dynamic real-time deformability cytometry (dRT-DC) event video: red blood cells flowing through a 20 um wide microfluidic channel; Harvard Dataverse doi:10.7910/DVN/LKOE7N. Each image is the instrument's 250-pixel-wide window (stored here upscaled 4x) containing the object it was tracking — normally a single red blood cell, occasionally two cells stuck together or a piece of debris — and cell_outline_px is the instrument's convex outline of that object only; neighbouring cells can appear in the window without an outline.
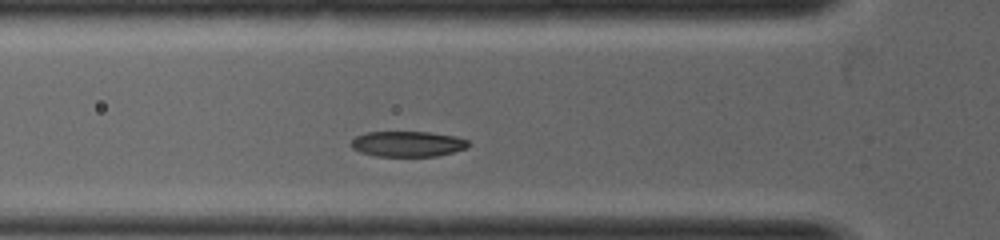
{"species": "common noctule bat (a hibernating species)", "species_latin": "Nyctalus noctula", "temperature_condition": "warm", "stored_images_in_passage": 25, "camera_frame_rate_fps": 5000, "um_per_image_px": 0.085, "animal": {"sex": "female", "body_mass_g": 19.0, "forearm_length_mm": 53.3}, "frame": {"image": 1, "passage_image": 6, "time_ms": 1.0, "image_size_px": [1000, 240], "cell_outline_px": [[472, 144], [468, 148], [436, 156], [376, 156], [360, 152], [352, 148], [348, 144], [356, 136], [368, 132], [428, 132], [456, 136], [468, 140]], "centroid_in_image_um": [34.66, 12.23], "position_along_channel_um": 91.1, "area_um2": 17.57}}
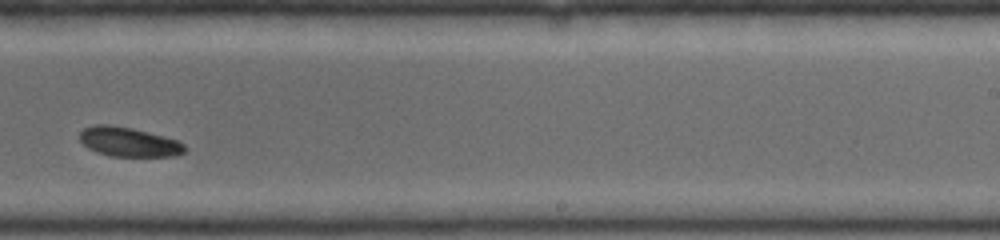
{"frame": {"image": 2, "passage_image": 17, "time_ms": 3.2, "image_size_px": [1000, 240], "cell_outline_px": [[188, 148], [184, 152], [176, 156], [108, 156], [96, 152], [88, 148], [80, 140], [80, 132], [84, 128], [96, 124], [108, 124], [132, 128], [164, 136], [176, 140], [184, 144]], "centroid_in_image_um": [10.95, 12.06], "position_along_channel_um": 278.1, "area_um2": 18.03}}
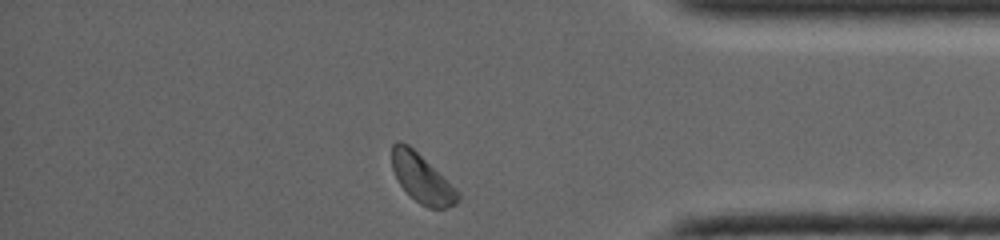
{"frame": {"image": 3, "passage_image": 25, "time_ms": 4.8, "image_size_px": [1000, 240], "cell_outline_px": [[460, 196], [456, 204], [448, 208], [428, 208], [420, 204], [400, 184], [392, 168], [392, 144], [396, 140], [400, 140], [408, 144], [456, 188], [460, 192]], "centroid_in_image_um": [35.87, 15.16], "position_along_channel_um": 399.3, "area_um2": 18.44}}